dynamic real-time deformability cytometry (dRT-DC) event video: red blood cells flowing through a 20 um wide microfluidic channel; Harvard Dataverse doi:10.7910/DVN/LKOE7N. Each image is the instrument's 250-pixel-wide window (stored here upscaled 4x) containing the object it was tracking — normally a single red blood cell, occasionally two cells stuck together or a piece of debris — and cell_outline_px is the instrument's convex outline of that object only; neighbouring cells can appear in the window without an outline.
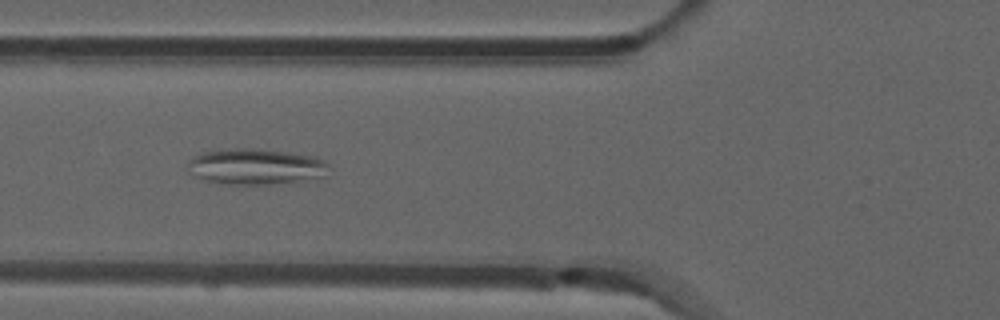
{"species": "common noctule bat (a hibernating species)", "species_latin": "Nyctalus noctula", "temperature_condition": "room temperature", "stored_images_in_passage": 21, "camera_frame_rate_fps": 3000, "um_per_image_px": 0.085, "animal": {"sex": "male", "forearm_length_mm": 52.5}, "frame": {"image": 1, "passage_image": 9, "time_ms": 2.667, "image_size_px": [1000, 320], "cell_outline_px": [[328, 164], [320, 176], [300, 180], [268, 184], [228, 184], [204, 180], [192, 176], [184, 168], [188, 160], [192, 156], [204, 152], [232, 148], [252, 148], [288, 152], [316, 156], [324, 160]], "centroid_in_image_um": [21.59, 14.14], "position_along_channel_um": 104.2, "area_um2": 29.36}}